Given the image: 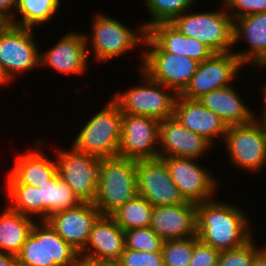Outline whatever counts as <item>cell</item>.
I'll list each match as a JSON object with an SVG mask.
<instances>
[{"mask_svg":"<svg viewBox=\"0 0 266 266\" xmlns=\"http://www.w3.org/2000/svg\"><path fill=\"white\" fill-rule=\"evenodd\" d=\"M255 236L238 248L221 251L216 266H252L254 254L262 247Z\"/></svg>","mask_w":266,"mask_h":266,"instance_id":"836d02e7","label":"cell"},{"mask_svg":"<svg viewBox=\"0 0 266 266\" xmlns=\"http://www.w3.org/2000/svg\"><path fill=\"white\" fill-rule=\"evenodd\" d=\"M89 62L91 61L88 58L85 35L82 31H68L48 50L40 49V68L49 67L59 74L83 76L90 68Z\"/></svg>","mask_w":266,"mask_h":266,"instance_id":"2e32d148","label":"cell"},{"mask_svg":"<svg viewBox=\"0 0 266 266\" xmlns=\"http://www.w3.org/2000/svg\"><path fill=\"white\" fill-rule=\"evenodd\" d=\"M148 15H150L149 21H145L143 24L147 30L153 24L159 22H171L176 16L188 11L196 6L197 0H142Z\"/></svg>","mask_w":266,"mask_h":266,"instance_id":"4dcf8cb0","label":"cell"},{"mask_svg":"<svg viewBox=\"0 0 266 266\" xmlns=\"http://www.w3.org/2000/svg\"><path fill=\"white\" fill-rule=\"evenodd\" d=\"M147 34L168 53L187 56L201 63L214 52L198 39L183 35L170 22H159L147 29Z\"/></svg>","mask_w":266,"mask_h":266,"instance_id":"d4e9b609","label":"cell"},{"mask_svg":"<svg viewBox=\"0 0 266 266\" xmlns=\"http://www.w3.org/2000/svg\"><path fill=\"white\" fill-rule=\"evenodd\" d=\"M0 266H17V257L0 251Z\"/></svg>","mask_w":266,"mask_h":266,"instance_id":"ab89813d","label":"cell"},{"mask_svg":"<svg viewBox=\"0 0 266 266\" xmlns=\"http://www.w3.org/2000/svg\"><path fill=\"white\" fill-rule=\"evenodd\" d=\"M125 248L144 252H162L163 240L150 228L124 231Z\"/></svg>","mask_w":266,"mask_h":266,"instance_id":"d6a6232c","label":"cell"},{"mask_svg":"<svg viewBox=\"0 0 266 266\" xmlns=\"http://www.w3.org/2000/svg\"><path fill=\"white\" fill-rule=\"evenodd\" d=\"M40 187V202H43V221L53 213L79 206L82 202L58 173Z\"/></svg>","mask_w":266,"mask_h":266,"instance_id":"4316f807","label":"cell"},{"mask_svg":"<svg viewBox=\"0 0 266 266\" xmlns=\"http://www.w3.org/2000/svg\"><path fill=\"white\" fill-rule=\"evenodd\" d=\"M237 90L232 84L211 91L199 100L206 108L218 115L227 126L245 125L257 117L258 109L254 108L252 111Z\"/></svg>","mask_w":266,"mask_h":266,"instance_id":"cb8c5ba5","label":"cell"},{"mask_svg":"<svg viewBox=\"0 0 266 266\" xmlns=\"http://www.w3.org/2000/svg\"><path fill=\"white\" fill-rule=\"evenodd\" d=\"M161 159L166 163L170 176L185 201L198 204L217 197L220 181L208 170L209 168L199 163L201 159Z\"/></svg>","mask_w":266,"mask_h":266,"instance_id":"7c38bea8","label":"cell"},{"mask_svg":"<svg viewBox=\"0 0 266 266\" xmlns=\"http://www.w3.org/2000/svg\"><path fill=\"white\" fill-rule=\"evenodd\" d=\"M101 216L93 203H81L75 208L51 214L46 221L65 242L80 253Z\"/></svg>","mask_w":266,"mask_h":266,"instance_id":"ffe728a7","label":"cell"},{"mask_svg":"<svg viewBox=\"0 0 266 266\" xmlns=\"http://www.w3.org/2000/svg\"><path fill=\"white\" fill-rule=\"evenodd\" d=\"M159 127L157 119L122 113L118 156L134 161L159 158Z\"/></svg>","mask_w":266,"mask_h":266,"instance_id":"5bb4252c","label":"cell"},{"mask_svg":"<svg viewBox=\"0 0 266 266\" xmlns=\"http://www.w3.org/2000/svg\"><path fill=\"white\" fill-rule=\"evenodd\" d=\"M12 83L8 76L5 74L4 70L2 69V66L0 64V87H6L9 86V84Z\"/></svg>","mask_w":266,"mask_h":266,"instance_id":"7bdbcfd3","label":"cell"},{"mask_svg":"<svg viewBox=\"0 0 266 266\" xmlns=\"http://www.w3.org/2000/svg\"><path fill=\"white\" fill-rule=\"evenodd\" d=\"M244 42L246 50L235 47ZM235 49V50H234ZM246 67L266 70V12L243 16L234 20L233 51ZM262 68V69H261Z\"/></svg>","mask_w":266,"mask_h":266,"instance_id":"ac0fdd59","label":"cell"},{"mask_svg":"<svg viewBox=\"0 0 266 266\" xmlns=\"http://www.w3.org/2000/svg\"><path fill=\"white\" fill-rule=\"evenodd\" d=\"M136 174L138 195L144 197L153 207L186 202L162 159L137 161Z\"/></svg>","mask_w":266,"mask_h":266,"instance_id":"9a60e30c","label":"cell"},{"mask_svg":"<svg viewBox=\"0 0 266 266\" xmlns=\"http://www.w3.org/2000/svg\"><path fill=\"white\" fill-rule=\"evenodd\" d=\"M254 254L252 266H266V244Z\"/></svg>","mask_w":266,"mask_h":266,"instance_id":"f35d334b","label":"cell"},{"mask_svg":"<svg viewBox=\"0 0 266 266\" xmlns=\"http://www.w3.org/2000/svg\"><path fill=\"white\" fill-rule=\"evenodd\" d=\"M264 85V86H263ZM262 85V89L260 88L261 93H263V98L262 100L264 102H262V106L260 105V107L262 108L260 110V114L257 115V117H266V83Z\"/></svg>","mask_w":266,"mask_h":266,"instance_id":"b9f144b4","label":"cell"},{"mask_svg":"<svg viewBox=\"0 0 266 266\" xmlns=\"http://www.w3.org/2000/svg\"><path fill=\"white\" fill-rule=\"evenodd\" d=\"M257 118L260 119L266 127V117H257Z\"/></svg>","mask_w":266,"mask_h":266,"instance_id":"ee69618b","label":"cell"},{"mask_svg":"<svg viewBox=\"0 0 266 266\" xmlns=\"http://www.w3.org/2000/svg\"><path fill=\"white\" fill-rule=\"evenodd\" d=\"M119 266H165L162 252H144L125 248L119 260Z\"/></svg>","mask_w":266,"mask_h":266,"instance_id":"e575fe53","label":"cell"},{"mask_svg":"<svg viewBox=\"0 0 266 266\" xmlns=\"http://www.w3.org/2000/svg\"><path fill=\"white\" fill-rule=\"evenodd\" d=\"M223 140L232 167L256 175L265 169L266 127L260 119L256 117L245 125L228 126Z\"/></svg>","mask_w":266,"mask_h":266,"instance_id":"30bf717a","label":"cell"},{"mask_svg":"<svg viewBox=\"0 0 266 266\" xmlns=\"http://www.w3.org/2000/svg\"><path fill=\"white\" fill-rule=\"evenodd\" d=\"M138 69L177 95L188 86L199 62L184 55L165 52L147 33Z\"/></svg>","mask_w":266,"mask_h":266,"instance_id":"52a82bcc","label":"cell"},{"mask_svg":"<svg viewBox=\"0 0 266 266\" xmlns=\"http://www.w3.org/2000/svg\"><path fill=\"white\" fill-rule=\"evenodd\" d=\"M219 3V10L193 11L194 7L176 16L170 23L183 35L198 39L214 53L232 52L234 20L223 2Z\"/></svg>","mask_w":266,"mask_h":266,"instance_id":"5b68a950","label":"cell"},{"mask_svg":"<svg viewBox=\"0 0 266 266\" xmlns=\"http://www.w3.org/2000/svg\"><path fill=\"white\" fill-rule=\"evenodd\" d=\"M105 266H119L117 263H105Z\"/></svg>","mask_w":266,"mask_h":266,"instance_id":"f6af8a7d","label":"cell"},{"mask_svg":"<svg viewBox=\"0 0 266 266\" xmlns=\"http://www.w3.org/2000/svg\"><path fill=\"white\" fill-rule=\"evenodd\" d=\"M198 241L197 235L185 239L165 240L162 245L164 265L189 266L194 245Z\"/></svg>","mask_w":266,"mask_h":266,"instance_id":"1f68e13d","label":"cell"},{"mask_svg":"<svg viewBox=\"0 0 266 266\" xmlns=\"http://www.w3.org/2000/svg\"><path fill=\"white\" fill-rule=\"evenodd\" d=\"M6 206L0 211V251L17 256L36 221Z\"/></svg>","mask_w":266,"mask_h":266,"instance_id":"484cf974","label":"cell"},{"mask_svg":"<svg viewBox=\"0 0 266 266\" xmlns=\"http://www.w3.org/2000/svg\"><path fill=\"white\" fill-rule=\"evenodd\" d=\"M243 67L245 65L233 52L214 53L198 64L188 86L180 95L199 100L211 91L231 86L243 72L241 70L245 69Z\"/></svg>","mask_w":266,"mask_h":266,"instance_id":"4fadbf2b","label":"cell"},{"mask_svg":"<svg viewBox=\"0 0 266 266\" xmlns=\"http://www.w3.org/2000/svg\"><path fill=\"white\" fill-rule=\"evenodd\" d=\"M213 147V148H212ZM214 149L203 136L184 127L175 116L160 121L159 158L180 157L200 159ZM210 150V151H209Z\"/></svg>","mask_w":266,"mask_h":266,"instance_id":"e0dca14e","label":"cell"},{"mask_svg":"<svg viewBox=\"0 0 266 266\" xmlns=\"http://www.w3.org/2000/svg\"><path fill=\"white\" fill-rule=\"evenodd\" d=\"M220 251L200 240L194 245L189 266H216Z\"/></svg>","mask_w":266,"mask_h":266,"instance_id":"8d00e7d4","label":"cell"},{"mask_svg":"<svg viewBox=\"0 0 266 266\" xmlns=\"http://www.w3.org/2000/svg\"><path fill=\"white\" fill-rule=\"evenodd\" d=\"M149 227L163 241L196 236V204L186 201L178 205L153 207Z\"/></svg>","mask_w":266,"mask_h":266,"instance_id":"44dd1931","label":"cell"},{"mask_svg":"<svg viewBox=\"0 0 266 266\" xmlns=\"http://www.w3.org/2000/svg\"><path fill=\"white\" fill-rule=\"evenodd\" d=\"M233 20L246 15L266 12V0H222Z\"/></svg>","mask_w":266,"mask_h":266,"instance_id":"d590c367","label":"cell"},{"mask_svg":"<svg viewBox=\"0 0 266 266\" xmlns=\"http://www.w3.org/2000/svg\"><path fill=\"white\" fill-rule=\"evenodd\" d=\"M17 257V266H73L80 254L47 221H36Z\"/></svg>","mask_w":266,"mask_h":266,"instance_id":"ba28073f","label":"cell"},{"mask_svg":"<svg viewBox=\"0 0 266 266\" xmlns=\"http://www.w3.org/2000/svg\"><path fill=\"white\" fill-rule=\"evenodd\" d=\"M153 206L142 196L136 195L125 202L111 217L123 231L149 227Z\"/></svg>","mask_w":266,"mask_h":266,"instance_id":"f546056e","label":"cell"},{"mask_svg":"<svg viewBox=\"0 0 266 266\" xmlns=\"http://www.w3.org/2000/svg\"><path fill=\"white\" fill-rule=\"evenodd\" d=\"M174 116L188 130L203 136L214 147L218 138L224 139L228 126L213 111L206 108L200 100L177 95Z\"/></svg>","mask_w":266,"mask_h":266,"instance_id":"603a6c76","label":"cell"},{"mask_svg":"<svg viewBox=\"0 0 266 266\" xmlns=\"http://www.w3.org/2000/svg\"><path fill=\"white\" fill-rule=\"evenodd\" d=\"M138 71L139 78H142L141 84L132 85L121 91L116 90L112 95L111 99L119 106L121 112L147 116L159 121L174 116L177 94L151 79L143 70Z\"/></svg>","mask_w":266,"mask_h":266,"instance_id":"8992f818","label":"cell"},{"mask_svg":"<svg viewBox=\"0 0 266 266\" xmlns=\"http://www.w3.org/2000/svg\"><path fill=\"white\" fill-rule=\"evenodd\" d=\"M73 266H105V263L94 262L80 257Z\"/></svg>","mask_w":266,"mask_h":266,"instance_id":"60d3db41","label":"cell"},{"mask_svg":"<svg viewBox=\"0 0 266 266\" xmlns=\"http://www.w3.org/2000/svg\"><path fill=\"white\" fill-rule=\"evenodd\" d=\"M60 2L61 0H17L14 25L34 29L46 25L57 17L55 14L61 8Z\"/></svg>","mask_w":266,"mask_h":266,"instance_id":"83f0119b","label":"cell"},{"mask_svg":"<svg viewBox=\"0 0 266 266\" xmlns=\"http://www.w3.org/2000/svg\"><path fill=\"white\" fill-rule=\"evenodd\" d=\"M232 203L213 198L196 204L197 237L220 252L244 245L255 234L246 208Z\"/></svg>","mask_w":266,"mask_h":266,"instance_id":"6da1fadb","label":"cell"},{"mask_svg":"<svg viewBox=\"0 0 266 266\" xmlns=\"http://www.w3.org/2000/svg\"><path fill=\"white\" fill-rule=\"evenodd\" d=\"M81 125L73 138L72 145L76 150L98 158L118 156L121 142L122 112L110 98Z\"/></svg>","mask_w":266,"mask_h":266,"instance_id":"277c9868","label":"cell"},{"mask_svg":"<svg viewBox=\"0 0 266 266\" xmlns=\"http://www.w3.org/2000/svg\"><path fill=\"white\" fill-rule=\"evenodd\" d=\"M91 22V32L84 33L89 60L91 51L93 60L99 64L116 60L139 47L143 51L141 48L144 46L147 30L142 23L132 29L116 17L102 12H96Z\"/></svg>","mask_w":266,"mask_h":266,"instance_id":"7a4b0ae2","label":"cell"},{"mask_svg":"<svg viewBox=\"0 0 266 266\" xmlns=\"http://www.w3.org/2000/svg\"><path fill=\"white\" fill-rule=\"evenodd\" d=\"M17 0H0V24L10 23L14 25V15Z\"/></svg>","mask_w":266,"mask_h":266,"instance_id":"74e56055","label":"cell"},{"mask_svg":"<svg viewBox=\"0 0 266 266\" xmlns=\"http://www.w3.org/2000/svg\"><path fill=\"white\" fill-rule=\"evenodd\" d=\"M33 141L35 146L33 149L24 153H16L14 165L6 173L4 184H26L39 187L57 173L55 155L54 159H51L44 152L43 146L46 142L43 138Z\"/></svg>","mask_w":266,"mask_h":266,"instance_id":"d6986e66","label":"cell"},{"mask_svg":"<svg viewBox=\"0 0 266 266\" xmlns=\"http://www.w3.org/2000/svg\"><path fill=\"white\" fill-rule=\"evenodd\" d=\"M137 161L123 157L100 158L94 205L102 216H112L137 193Z\"/></svg>","mask_w":266,"mask_h":266,"instance_id":"3957f363","label":"cell"},{"mask_svg":"<svg viewBox=\"0 0 266 266\" xmlns=\"http://www.w3.org/2000/svg\"><path fill=\"white\" fill-rule=\"evenodd\" d=\"M3 192L7 204L12 210L30 217L35 221H43V202H40V187L26 184H4Z\"/></svg>","mask_w":266,"mask_h":266,"instance_id":"f1b7e54d","label":"cell"},{"mask_svg":"<svg viewBox=\"0 0 266 266\" xmlns=\"http://www.w3.org/2000/svg\"><path fill=\"white\" fill-rule=\"evenodd\" d=\"M36 29L10 23L0 24V64L11 82L40 67Z\"/></svg>","mask_w":266,"mask_h":266,"instance_id":"9c48e42d","label":"cell"},{"mask_svg":"<svg viewBox=\"0 0 266 266\" xmlns=\"http://www.w3.org/2000/svg\"><path fill=\"white\" fill-rule=\"evenodd\" d=\"M59 148V149H58ZM55 149L57 173L82 203H94L97 195L100 158L76 150Z\"/></svg>","mask_w":266,"mask_h":266,"instance_id":"8fae6325","label":"cell"},{"mask_svg":"<svg viewBox=\"0 0 266 266\" xmlns=\"http://www.w3.org/2000/svg\"><path fill=\"white\" fill-rule=\"evenodd\" d=\"M125 250V234L111 216H101L94 224L81 258L116 263Z\"/></svg>","mask_w":266,"mask_h":266,"instance_id":"7402d4cb","label":"cell"}]
</instances>
